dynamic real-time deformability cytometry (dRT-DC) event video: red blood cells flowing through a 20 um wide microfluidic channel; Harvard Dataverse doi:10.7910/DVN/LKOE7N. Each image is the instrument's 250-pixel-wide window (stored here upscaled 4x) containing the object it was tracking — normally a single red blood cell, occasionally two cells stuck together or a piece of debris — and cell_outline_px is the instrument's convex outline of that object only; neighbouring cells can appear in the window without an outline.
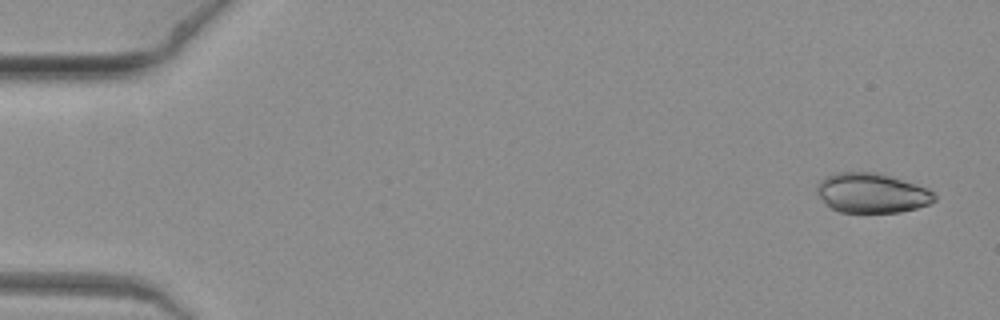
{"species": "common noctule bat (a hibernating species)", "species_latin": "Nyctalus noctula", "temperature_condition": "warm", "stored_images_in_passage": 8, "camera_frame_rate_fps": 3000, "um_per_image_px": 0.085, "animal": {"sex": "female", "body_mass_g": 19.3, "forearm_length_mm": 54.1}, "frame": {"image": 1, "passage_image": 1, "time_ms": 0.0, "image_size_px": [1000, 320], "cell_outline_px": [[936, 200], [928, 204], [916, 208], [900, 212], [840, 212], [832, 208], [816, 192], [816, 188], [820, 180], [836, 172], [876, 172], [924, 188], [932, 192], [936, 196]], "centroid_in_image_um": [74.07, 16.41], "position_along_channel_um": 10.9, "area_um2": 26.59}}
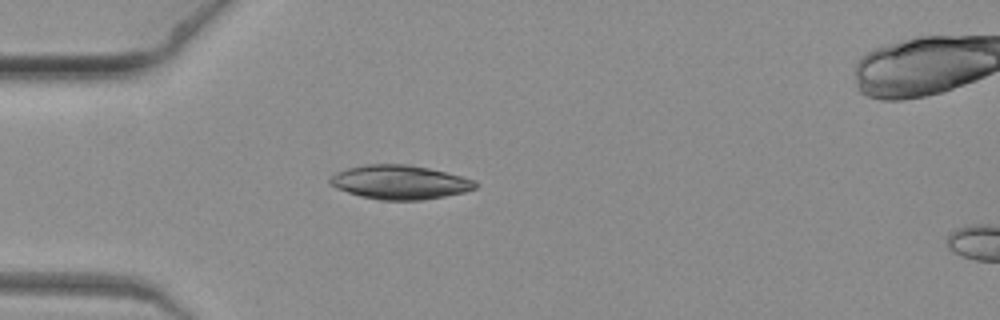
{"frame": {"image": 2, "passage_image": 6, "time_ms": 1.667, "image_size_px": [1000, 320], "cell_outline_px": [[480, 184], [476, 188], [464, 192], [444, 196], [420, 200], [380, 200], [360, 196], [336, 188], [328, 180], [336, 172], [348, 168], [364, 164], [408, 164], [428, 168], [476, 180]], "centroid_in_image_um": [33.99, 15.48], "position_along_channel_um": 51.0, "area_um2": 28.73}}
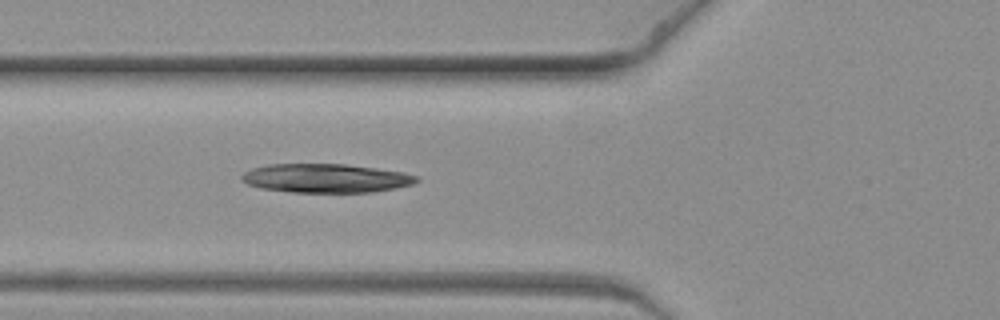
{"frame": {"image": 3, "passage_image": 8, "time_ms": 2.333, "image_size_px": [1000, 320], "cell_outline_px": [[420, 180], [412, 184], [396, 188], [372, 192], [292, 192], [260, 188], [248, 184], [240, 176], [244, 172], [252, 168], [268, 164], [344, 164], [376, 168], [404, 172], [416, 176]], "centroid_in_image_um": [27.7, 15.14], "position_along_channel_um": 98.1, "area_um2": 29.3}}